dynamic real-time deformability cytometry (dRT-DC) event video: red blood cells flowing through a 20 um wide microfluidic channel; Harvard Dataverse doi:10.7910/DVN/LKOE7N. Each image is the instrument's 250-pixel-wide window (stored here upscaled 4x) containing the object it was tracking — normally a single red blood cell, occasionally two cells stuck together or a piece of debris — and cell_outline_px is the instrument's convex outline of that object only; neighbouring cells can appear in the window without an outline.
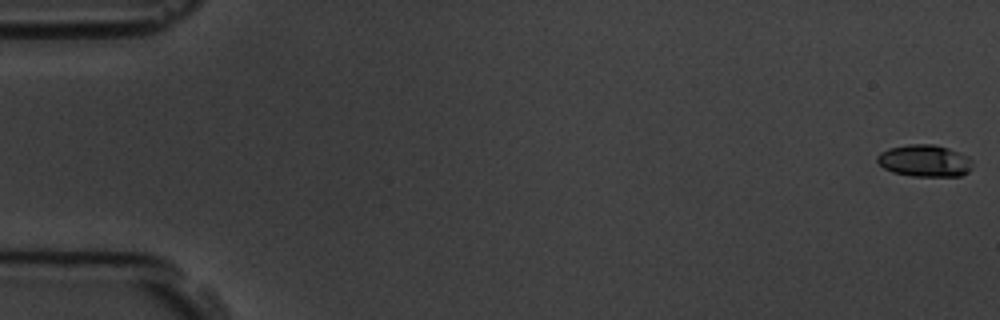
{"species": "common noctule bat (a hibernating species)", "species_latin": "Nyctalus noctula", "temperature_condition": "room temperature", "stored_images_in_passage": 7, "camera_frame_rate_fps": 3000, "um_per_image_px": 0.085, "animal": {"sex": "male", "body_mass_g": 19.5, "forearm_length_mm": 54.6}, "frame": {"image": 1, "passage_image": 1, "time_ms": 0.0, "image_size_px": [1000, 320], "cell_outline_px": [[972, 168], [968, 172], [960, 176], [912, 176], [892, 172], [884, 168], [876, 160], [876, 156], [880, 152], [888, 148], [908, 144], [932, 144], [948, 148], [968, 156], [972, 160]], "centroid_in_image_um": [78.59, 13.66], "position_along_channel_um": 6.4, "area_um2": 17.86}}